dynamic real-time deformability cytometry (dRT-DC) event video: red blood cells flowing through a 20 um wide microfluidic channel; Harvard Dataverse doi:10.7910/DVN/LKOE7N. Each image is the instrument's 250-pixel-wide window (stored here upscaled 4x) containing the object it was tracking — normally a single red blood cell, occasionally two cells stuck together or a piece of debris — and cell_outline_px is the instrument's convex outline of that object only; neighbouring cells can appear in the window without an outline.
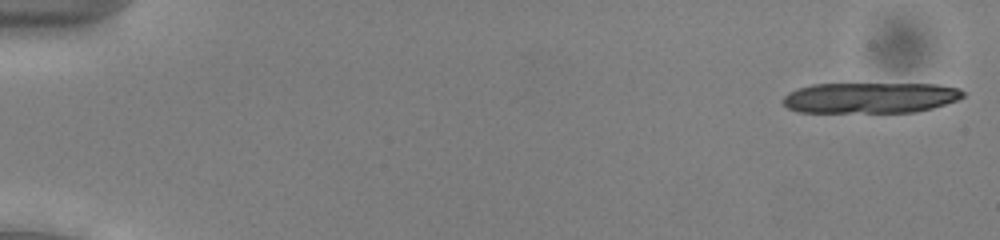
{"species": "common noctule bat (a hibernating species)", "species_latin": "Nyctalus noctula", "temperature_condition": "cold", "stored_images_in_passage": 17, "camera_frame_rate_fps": 3000, "um_per_image_px": 0.085, "animal": {"sex": "male", "body_mass_g": 13.0, "forearm_length_mm": 53.1}, "frame": {"image": 1, "passage_image": 1, "time_ms": 0.0, "image_size_px": [1000, 240], "cell_outline_px": [[964, 96], [956, 100], [932, 108], [916, 112], [800, 112], [788, 108], [780, 100], [788, 92], [796, 88], [812, 84], [936, 84], [960, 88], [964, 92]], "centroid_in_image_um": [73.94, 8.3], "position_along_channel_um": 11.1, "area_um2": 32.37}}